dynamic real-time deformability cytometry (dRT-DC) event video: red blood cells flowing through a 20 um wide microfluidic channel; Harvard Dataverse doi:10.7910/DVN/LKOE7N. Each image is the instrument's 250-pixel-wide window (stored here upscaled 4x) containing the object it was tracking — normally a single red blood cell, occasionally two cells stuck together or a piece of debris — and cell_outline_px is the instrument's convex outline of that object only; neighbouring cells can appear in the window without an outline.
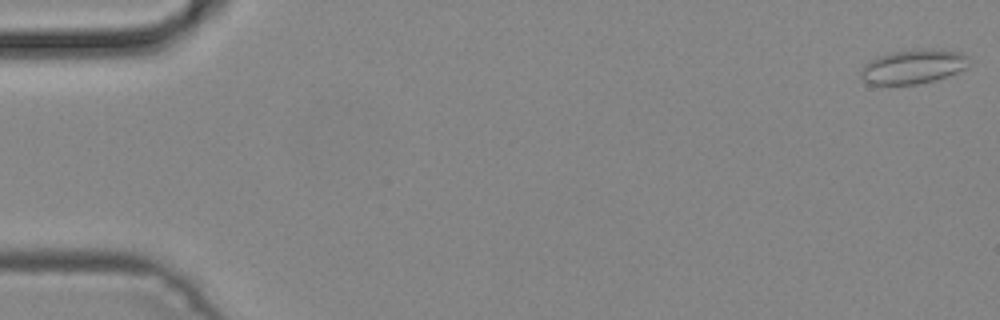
{"species": "common noctule bat (a hibernating species)", "species_latin": "Nyctalus noctula", "temperature_condition": "cold", "stored_images_in_passage": 49, "camera_frame_rate_fps": 3000, "um_per_image_px": 0.085, "animal": {"sex": "male", "body_mass_g": 19.2, "forearm_length_mm": 51.8}, "frame": {"image": 1, "passage_image": 1, "time_ms": 0.0, "image_size_px": [1000, 320], "cell_outline_px": [[968, 68], [948, 76], [936, 80], [916, 84], [868, 84], [860, 76], [860, 72], [864, 64], [868, 60], [876, 56], [892, 52], [916, 48], [928, 48], [960, 52], [968, 56]], "centroid_in_image_um": [77.62, 5.64], "position_along_channel_um": 7.4, "area_um2": 21.91}}
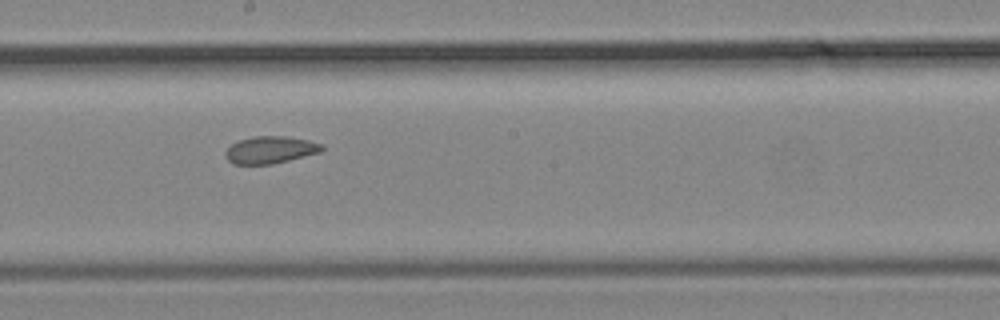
{"frame": {"image": 2, "passage_image": 27, "time_ms": 8.667, "image_size_px": [1000, 320], "cell_outline_px": [[324, 148], [320, 152], [272, 164], [232, 164], [228, 160], [224, 152], [232, 144], [240, 140], [252, 136], [284, 136], [308, 140], [324, 144]], "centroid_in_image_um": [22.98, 12.73], "position_along_channel_um": 225.2, "area_um2": 15.2}}
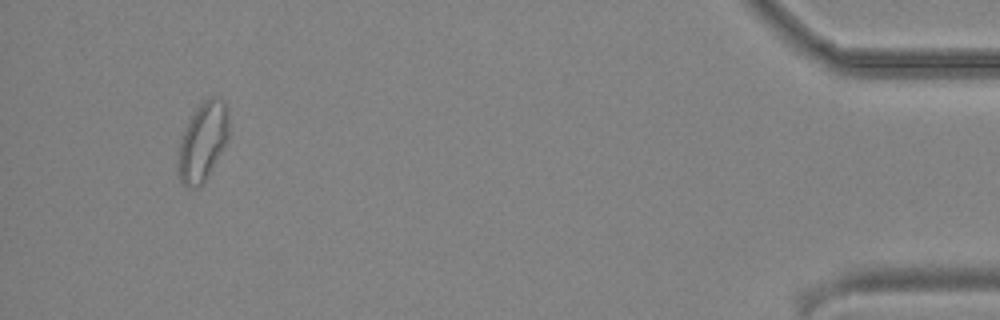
{"frame": {"image": 3, "passage_image": 46, "time_ms": 15.0, "image_size_px": [1000, 320], "cell_outline_px": [[228, 140], [200, 188], [192, 188], [180, 184], [176, 160], [180, 140], [196, 108], [208, 96], [216, 96], [224, 100], [228, 116]], "centroid_in_image_um": [17.21, 12.06], "position_along_channel_um": 418.0, "area_um2": 23.29}}